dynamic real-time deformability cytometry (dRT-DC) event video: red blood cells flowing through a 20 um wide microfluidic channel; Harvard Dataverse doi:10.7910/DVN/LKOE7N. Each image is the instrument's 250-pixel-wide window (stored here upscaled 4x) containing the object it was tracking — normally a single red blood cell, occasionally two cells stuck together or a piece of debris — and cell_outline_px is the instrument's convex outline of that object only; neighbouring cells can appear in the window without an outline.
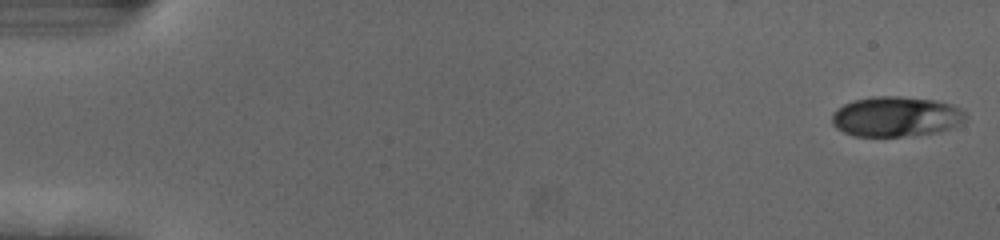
{"species": "human", "species_latin": "Homo sapiens", "temperature_condition": "cold", "stored_images_in_passage": 17, "camera_frame_rate_fps": 3000, "um_per_image_px": 0.085, "donor": {"sex": "female"}, "frame": {"image": 1, "passage_image": 1, "time_ms": 0.0, "image_size_px": [1000, 240], "cell_outline_px": [[968, 116], [964, 120], [952, 128], [940, 132], [912, 136], [852, 136], [836, 128], [832, 124], [832, 112], [836, 108], [852, 100], [872, 96], [900, 96], [936, 100], [952, 104], [960, 108]], "centroid_in_image_um": [76.15, 9.91], "position_along_channel_um": 8.8, "area_um2": 31.73}}
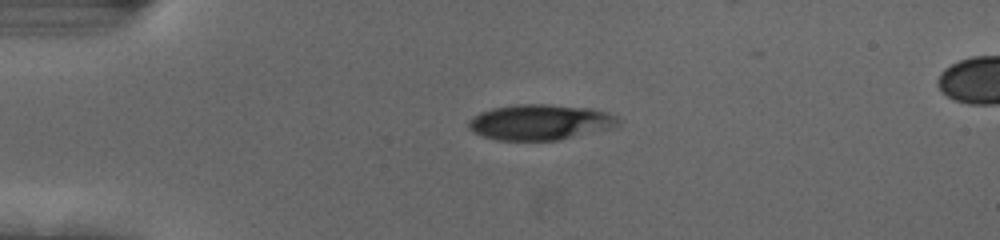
{"frame": {"image": 2, "passage_image": 13, "time_ms": 4.0, "image_size_px": [1000, 240], "cell_outline_px": [[624, 120], [616, 128], [560, 140], [496, 140], [472, 132], [468, 128], [468, 120], [472, 116], [480, 112], [492, 108], [516, 104], [548, 104], [588, 108], [608, 112]], "centroid_in_image_um": [45.96, 10.39], "position_along_channel_um": 39.0, "area_um2": 31.56}}